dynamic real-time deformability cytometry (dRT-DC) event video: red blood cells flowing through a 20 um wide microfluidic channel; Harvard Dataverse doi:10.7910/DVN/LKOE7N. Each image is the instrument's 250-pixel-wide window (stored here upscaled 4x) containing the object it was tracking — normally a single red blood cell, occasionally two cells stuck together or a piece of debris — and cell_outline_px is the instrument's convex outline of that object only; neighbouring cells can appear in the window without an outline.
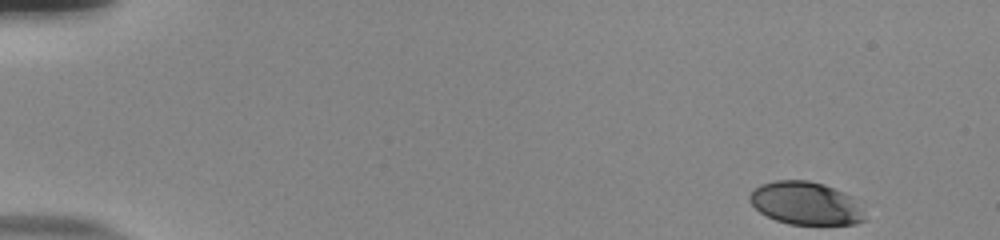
{"species": "human", "species_latin": "Homo sapiens", "temperature_condition": "room temperature", "stored_images_in_passage": 51, "camera_frame_rate_fps": 3000, "um_per_image_px": 0.085, "donor": {"sex": "male"}, "frame": {"image": 1, "passage_image": 1, "time_ms": 0.0, "image_size_px": [1000, 240], "cell_outline_px": [[864, 220], [856, 224], [788, 224], [776, 220], [760, 212], [748, 200], [748, 196], [760, 184], [776, 180], [808, 180], [824, 184], [844, 192], [852, 196], [864, 216]], "centroid_in_image_um": [68.46, 17.27], "position_along_channel_um": 16.5, "area_um2": 28.55}}
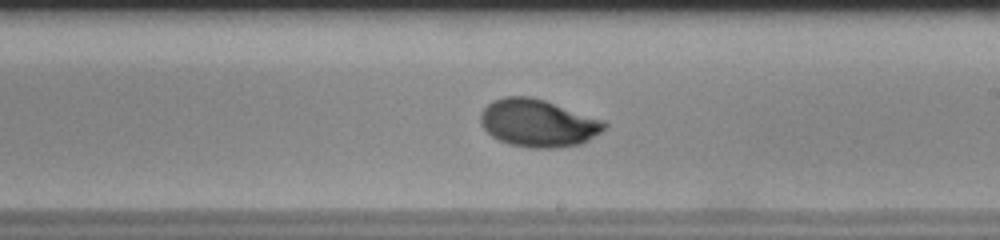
{"frame": {"image": 2, "passage_image": 30, "time_ms": 9.667, "image_size_px": [1000, 240], "cell_outline_px": [[608, 124], [600, 132], [588, 140], [580, 144], [556, 148], [528, 148], [508, 144], [492, 136], [480, 124], [480, 112], [492, 100], [504, 96], [532, 96], [604, 120]], "centroid_in_image_um": [45.71, 10.46], "position_along_channel_um": 243.3, "area_um2": 34.39}}
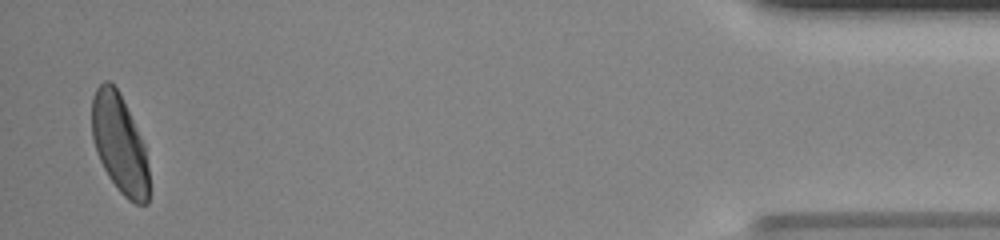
{"frame": {"image": 3, "passage_image": 50, "time_ms": 16.333, "image_size_px": [1000, 240], "cell_outline_px": [[148, 204], [136, 204], [128, 200], [120, 192], [108, 176], [100, 160], [92, 136], [92, 96], [96, 88], [104, 80], [108, 80], [116, 88], [144, 144], [148, 164]], "centroid_in_image_um": [10.15, 12.26], "position_along_channel_um": 425.0, "area_um2": 32.31}, "authors_computed_cell_mechanics": {"area_um2": 32.8304, "velocity_mm_per_s": 3.818, "shape_relaxation_time_tau1_ms": 3.0848, "shape_relaxation_time_tau2_ms": null, "deformation_change_tau1": 0.1511, "deformation_change_tau2": null}}